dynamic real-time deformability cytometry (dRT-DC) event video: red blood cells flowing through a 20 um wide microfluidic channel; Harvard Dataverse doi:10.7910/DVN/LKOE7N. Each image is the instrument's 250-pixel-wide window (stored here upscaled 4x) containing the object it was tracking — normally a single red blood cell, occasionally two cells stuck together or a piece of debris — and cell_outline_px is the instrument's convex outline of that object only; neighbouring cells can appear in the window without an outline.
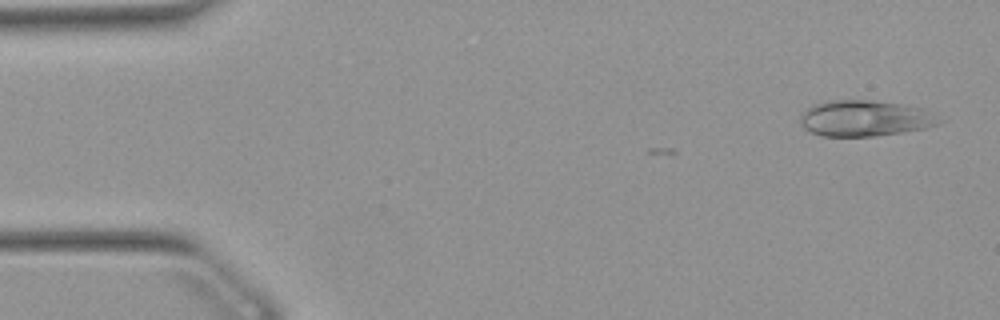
{"species": "Egyptian fruit bat (a non-hibernating species)", "species_latin": "Rousettus aegyptiacus", "temperature_condition": "warm", "stored_images_in_passage": 2, "camera_frame_rate_fps": 3000, "um_per_image_px": 0.085, "animal": {"sex": "female"}, "frame": {"image": 1, "passage_image": 2, "time_ms": 0.333, "image_size_px": [1000, 320], "cell_outline_px": [[940, 120], [936, 124], [924, 128], [876, 136], [820, 136], [804, 128], [800, 120], [800, 116], [808, 108], [816, 104], [828, 100], [868, 100], [900, 104], [924, 108]], "centroid_in_image_um": [73.47, 10.06], "position_along_channel_um": 11.5, "area_um2": 28.61}}